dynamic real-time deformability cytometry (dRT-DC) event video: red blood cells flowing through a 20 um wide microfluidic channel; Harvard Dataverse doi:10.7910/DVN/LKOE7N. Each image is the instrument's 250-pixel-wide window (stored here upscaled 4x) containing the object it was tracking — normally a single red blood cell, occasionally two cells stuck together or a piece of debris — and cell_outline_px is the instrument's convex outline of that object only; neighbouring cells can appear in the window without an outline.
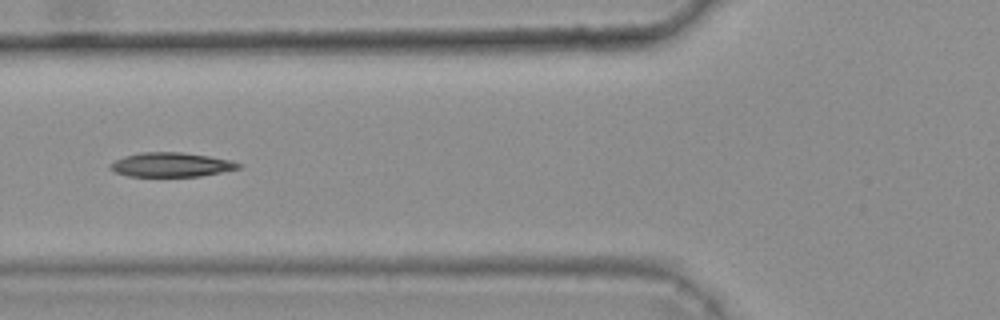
{"species": "common noctule bat (a hibernating species)", "species_latin": "Nyctalus noctula", "temperature_condition": "warm", "stored_images_in_passage": 26, "camera_frame_rate_fps": 3000, "um_per_image_px": 0.085, "animal": {"sex": "female", "body_mass_g": 25.1}, "frame": {"image": 1, "passage_image": 5, "time_ms": 1.333, "image_size_px": [1000, 320], "cell_outline_px": [[244, 164], [240, 168], [200, 176], [128, 176], [116, 172], [108, 168], [108, 164], [124, 156], [140, 152], [180, 152], [208, 156], [232, 160]], "centroid_in_image_um": [14.55, 13.99], "position_along_channel_um": 111.3, "area_um2": 18.15}}
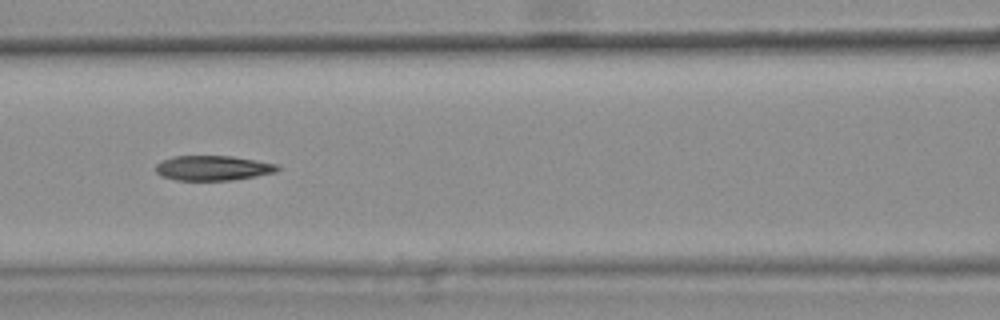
{"frame": {"image": 2, "passage_image": 8, "time_ms": 2.333, "image_size_px": [1000, 320], "cell_outline_px": [[280, 168], [276, 172], [256, 176], [232, 180], [176, 180], [160, 176], [156, 172], [156, 164], [172, 156], [232, 156], [256, 160], [276, 164]], "centroid_in_image_um": [18.09, 14.28], "position_along_channel_um": 148.5, "area_um2": 17.63}, "authors_computed_cell_mechanics": {"area_um2": 18.3804, "velocity_mm_per_s": 3.7197, "shape_relaxation_time_tau1_ms": null, "shape_relaxation_time_tau2_ms": 5.8966, "deformation_change_tau1": null, "deformation_change_tau2": 0.1384}}